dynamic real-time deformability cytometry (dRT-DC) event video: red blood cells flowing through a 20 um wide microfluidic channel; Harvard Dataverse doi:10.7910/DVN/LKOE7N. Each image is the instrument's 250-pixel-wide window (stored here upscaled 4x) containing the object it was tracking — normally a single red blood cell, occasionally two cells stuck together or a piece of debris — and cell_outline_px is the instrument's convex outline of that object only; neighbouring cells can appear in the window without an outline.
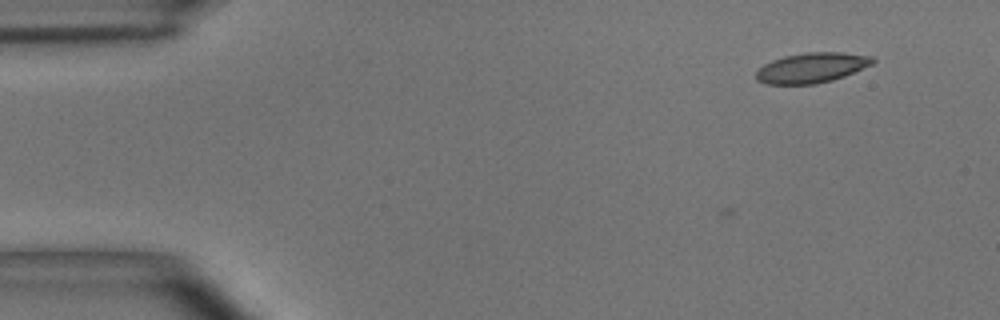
{"species": "common noctule bat (a hibernating species)", "species_latin": "Nyctalus noctula", "temperature_condition": "room temperature", "stored_images_in_passage": 3, "camera_frame_rate_fps": 3000, "um_per_image_px": 0.085, "animal": {"sex": "male", "body_mass_g": 15.6}, "frame": {"image": 1, "passage_image": 1, "time_ms": 0.0, "image_size_px": [1000, 320], "cell_outline_px": [[876, 60], [872, 64], [844, 76], [832, 80], [816, 84], [764, 84], [756, 80], [756, 72], [764, 64], [772, 60], [784, 56], [808, 52], [844, 52], [872, 56]], "centroid_in_image_um": [68.99, 5.76], "position_along_channel_um": 16.0, "area_um2": 20.46}}